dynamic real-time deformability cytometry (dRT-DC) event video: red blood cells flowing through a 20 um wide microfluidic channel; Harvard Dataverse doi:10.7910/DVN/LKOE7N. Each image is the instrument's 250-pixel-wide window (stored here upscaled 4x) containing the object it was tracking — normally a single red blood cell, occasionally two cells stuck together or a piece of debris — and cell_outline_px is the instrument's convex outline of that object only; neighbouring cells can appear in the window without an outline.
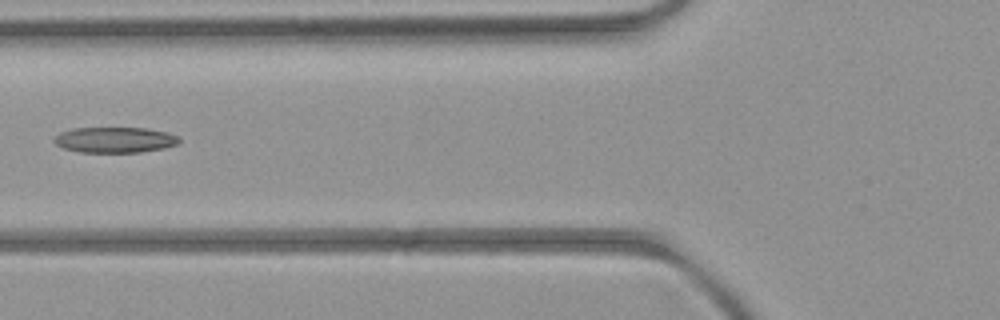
{"species": "common noctule bat (a hibernating species)", "species_latin": "Nyctalus noctula", "temperature_condition": "room temperature", "stored_images_in_passage": 6, "camera_frame_rate_fps": 3000, "um_per_image_px": 0.085, "animal": {"sex": "female", "body_mass_g": 21.9}, "frame": {"image": 1, "passage_image": 6, "time_ms": 6.333, "image_size_px": [1000, 320], "cell_outline_px": [[180, 140], [176, 144], [164, 148], [140, 152], [76, 152], [64, 148], [56, 144], [52, 140], [60, 132], [72, 128], [144, 128], [164, 132], [176, 136]], "centroid_in_image_um": [9.7, 11.89], "position_along_channel_um": 116.1, "area_um2": 18.5}}